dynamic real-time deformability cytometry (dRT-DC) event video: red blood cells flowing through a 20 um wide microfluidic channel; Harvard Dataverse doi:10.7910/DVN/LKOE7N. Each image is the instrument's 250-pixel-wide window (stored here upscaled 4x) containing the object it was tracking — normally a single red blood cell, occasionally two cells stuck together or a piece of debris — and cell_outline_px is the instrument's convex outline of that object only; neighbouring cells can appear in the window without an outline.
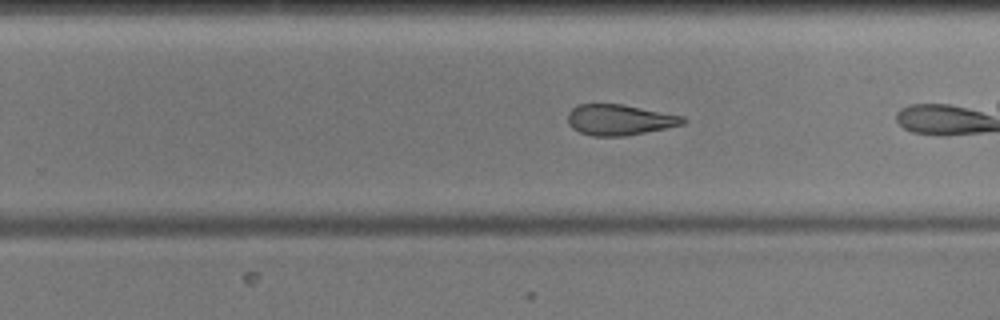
{"species": "common noctule bat (a hibernating species)", "species_latin": "Nyctalus noctula", "temperature_condition": "cold", "stored_images_in_passage": 33, "camera_frame_rate_fps": 3000, "um_per_image_px": 0.085, "animal": {"sex": "male", "body_mass_g": 17.9, "forearm_length_mm": 54.2}, "frame": {"image": 1, "passage_image": 24, "time_ms": 7.667, "image_size_px": [1000, 320], "cell_outline_px": [[688, 120], [684, 124], [624, 136], [592, 136], [580, 132], [572, 128], [568, 124], [568, 112], [576, 104], [624, 104], [684, 116]], "centroid_in_image_um": [52.65, 10.17], "position_along_channel_um": 277.2, "area_um2": 20.69}}